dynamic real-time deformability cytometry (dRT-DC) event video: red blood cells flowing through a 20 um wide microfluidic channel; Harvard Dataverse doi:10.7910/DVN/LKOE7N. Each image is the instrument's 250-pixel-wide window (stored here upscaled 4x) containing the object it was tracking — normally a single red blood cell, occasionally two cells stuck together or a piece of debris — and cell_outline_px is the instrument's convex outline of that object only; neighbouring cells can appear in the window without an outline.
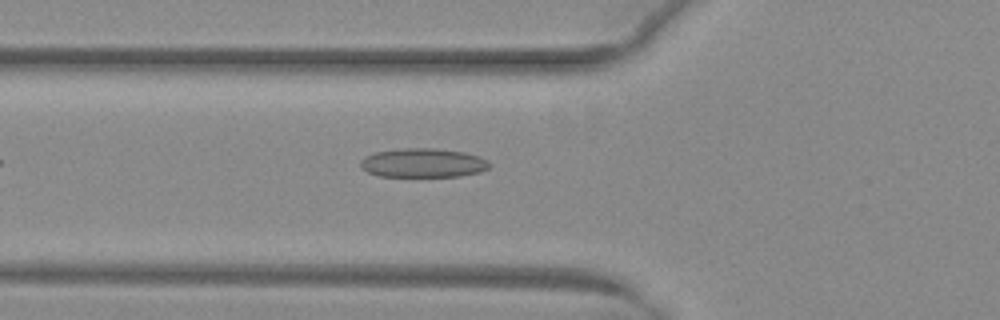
{"species": "common noctule bat (a hibernating species)", "species_latin": "Nyctalus noctula", "temperature_condition": "warm", "stored_images_in_passage": 33, "camera_frame_rate_fps": 3000, "um_per_image_px": 0.085, "animal": {"sex": "female", "body_mass_g": 29.2, "forearm_length_mm": 56.3}, "frame": {"image": 1, "passage_image": 3, "time_ms": 0.667, "image_size_px": [1000, 320], "cell_outline_px": [[492, 164], [488, 168], [480, 172], [460, 176], [380, 176], [368, 172], [360, 168], [360, 160], [364, 156], [376, 152], [400, 148], [436, 148], [464, 152], [480, 156], [488, 160]], "centroid_in_image_um": [35.97, 13.84], "position_along_channel_um": 89.8, "area_um2": 22.02}}
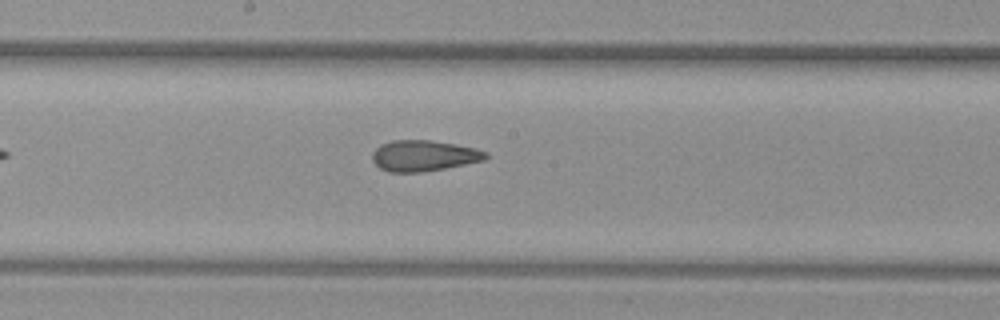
{"frame": {"image": 2, "passage_image": 12, "time_ms": 3.667, "image_size_px": [1000, 320], "cell_outline_px": [[488, 156], [484, 160], [444, 168], [420, 172], [388, 172], [380, 168], [372, 160], [372, 152], [380, 144], [392, 140], [428, 140], [456, 144], [476, 148], [488, 152]], "centroid_in_image_um": [36.0, 13.23], "position_along_channel_um": 212.2, "area_um2": 20.4}}
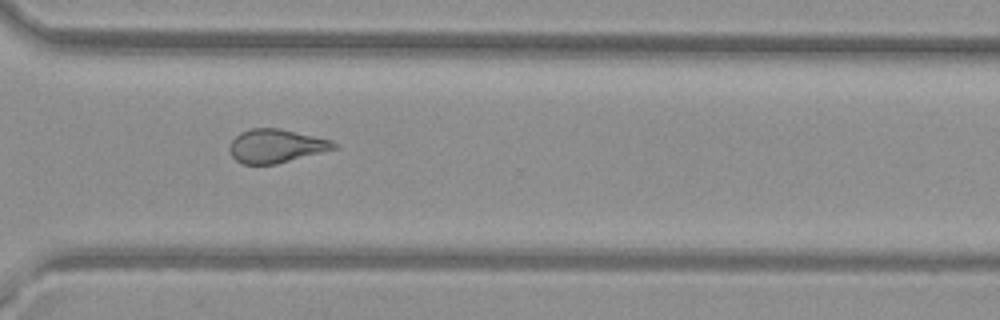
{"frame": {"image": 3, "passage_image": 22, "time_ms": 7.0, "image_size_px": [1000, 320], "cell_outline_px": [[336, 148], [276, 164], [244, 164], [236, 160], [232, 156], [228, 148], [232, 140], [240, 132], [252, 128], [280, 128], [332, 140], [336, 144]], "centroid_in_image_um": [23.43, 12.4], "position_along_channel_um": 347.2, "area_um2": 20.23}, "authors_computed_cell_mechanics": {"area_um2": 20.8658, "velocity_mm_per_s": 4.0621, "shape_relaxation_time_tau1_ms": null, "shape_relaxation_time_tau2_ms": 2.3063, "deformation_change_tau1": null, "deformation_change_tau2": 0.1144}}